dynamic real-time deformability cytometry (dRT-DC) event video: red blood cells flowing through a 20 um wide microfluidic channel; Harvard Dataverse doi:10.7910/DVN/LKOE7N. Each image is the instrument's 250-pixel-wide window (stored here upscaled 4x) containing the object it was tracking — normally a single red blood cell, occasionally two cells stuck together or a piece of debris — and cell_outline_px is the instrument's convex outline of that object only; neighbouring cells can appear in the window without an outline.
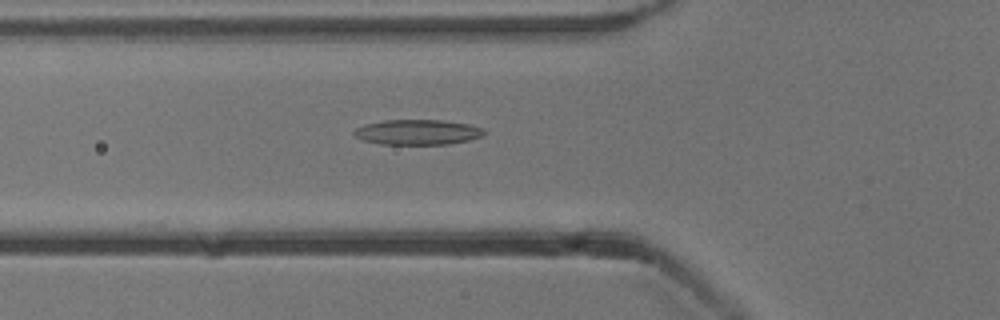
{"species": "common noctule bat (a hibernating species)", "species_latin": "Nyctalus noctula", "temperature_condition": "cold", "stored_images_in_passage": 41, "camera_frame_rate_fps": 3000, "um_per_image_px": 0.085, "animal": {"sex": "male", "body_mass_g": 13.3}, "frame": {"image": 1, "passage_image": 7, "time_ms": 2.0, "image_size_px": [1000, 320], "cell_outline_px": [[484, 136], [468, 140], [448, 144], [380, 144], [364, 140], [356, 136], [352, 132], [356, 128], [368, 124], [384, 120], [444, 120], [468, 124], [480, 128], [484, 132]], "centroid_in_image_um": [35.5, 11.23], "position_along_channel_um": 90.3, "area_um2": 18.84}}
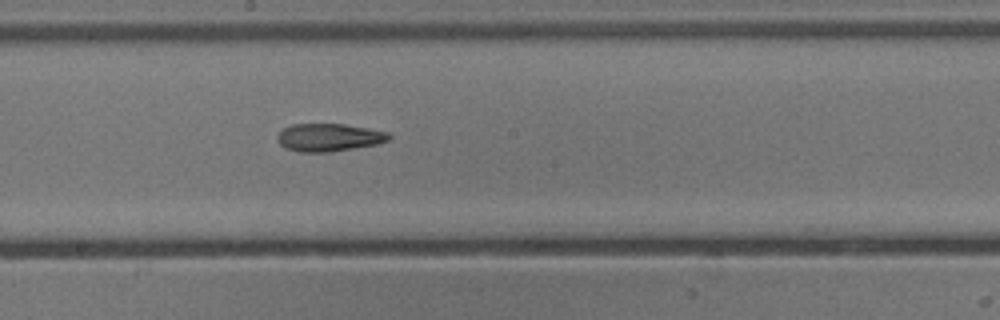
{"frame": {"image": 2, "passage_image": 17, "time_ms": 5.333, "image_size_px": [1000, 320], "cell_outline_px": [[392, 136], [388, 140], [376, 144], [328, 152], [300, 152], [284, 148], [276, 140], [276, 136], [284, 128], [292, 124], [344, 124], [368, 128], [388, 132]], "centroid_in_image_um": [27.92, 11.68], "position_along_channel_um": 220.3, "area_um2": 18.03}}
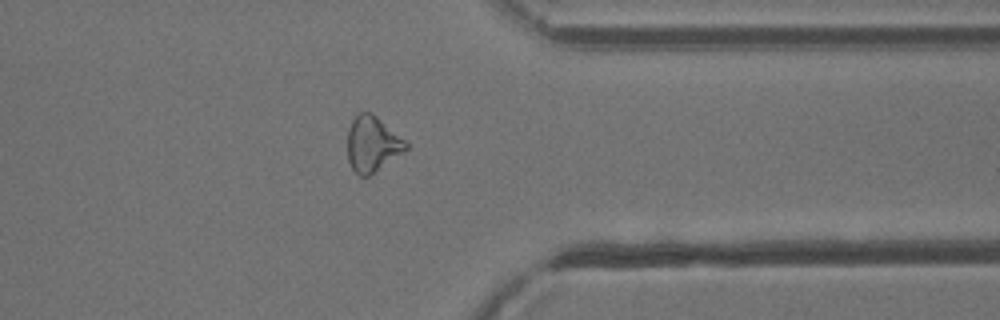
{"frame": {"image": 3, "passage_image": 30, "time_ms": 9.667, "image_size_px": [1000, 320], "cell_outline_px": [[408, 148], [404, 152], [368, 176], [360, 176], [352, 168], [348, 160], [348, 128], [352, 120], [360, 112], [372, 112], [404, 140], [408, 144]], "centroid_in_image_um": [31.64, 12.24], "position_along_channel_um": 379.8, "area_um2": 18.61}, "authors_computed_cell_mechanics": {"area_um2": 18.6694, "velocity_mm_per_s": 3.8581, "shape_relaxation_time_tau1_ms": 8.7322, "shape_relaxation_time_tau2_ms": 7.8339, "deformation_change_tau1": 0.193, "deformation_change_tau2": 0.2086}}